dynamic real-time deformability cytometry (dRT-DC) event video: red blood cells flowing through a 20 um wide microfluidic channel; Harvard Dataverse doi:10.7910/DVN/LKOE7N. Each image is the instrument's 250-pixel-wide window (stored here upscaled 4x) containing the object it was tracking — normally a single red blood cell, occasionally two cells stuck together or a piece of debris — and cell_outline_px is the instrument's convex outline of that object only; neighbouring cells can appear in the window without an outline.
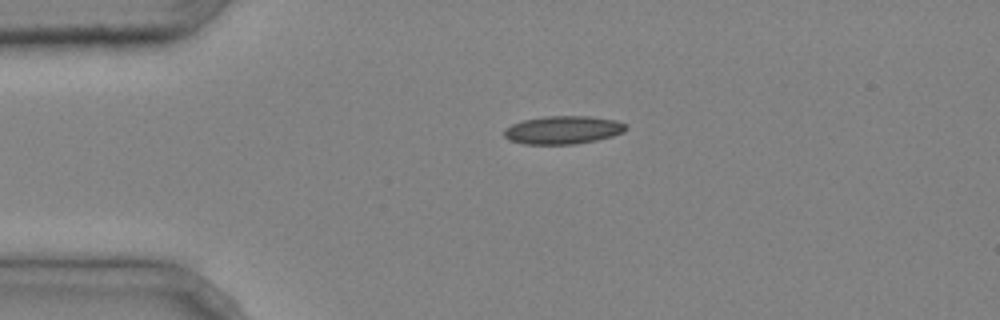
{"species": "common noctule bat (a hibernating species)", "species_latin": "Nyctalus noctula", "temperature_condition": "cold", "stored_images_in_passage": 3, "segment_of_instrument_passage": [1, 2], "camera_frame_rate_fps": 3000, "um_per_image_px": 0.085, "animal": {"sex": "male", "body_mass_g": 20.4}, "frame": {"image": 1, "passage_image": 2, "time_ms": 0.333, "image_size_px": [1000, 320], "cell_outline_px": [[628, 128], [624, 132], [612, 136], [596, 140], [576, 144], [524, 144], [508, 140], [504, 136], [504, 128], [512, 124], [524, 120], [544, 116], [588, 116], [616, 120], [628, 124]], "centroid_in_image_um": [47.87, 11.04], "position_along_channel_um": 37.1, "area_um2": 20.11}}